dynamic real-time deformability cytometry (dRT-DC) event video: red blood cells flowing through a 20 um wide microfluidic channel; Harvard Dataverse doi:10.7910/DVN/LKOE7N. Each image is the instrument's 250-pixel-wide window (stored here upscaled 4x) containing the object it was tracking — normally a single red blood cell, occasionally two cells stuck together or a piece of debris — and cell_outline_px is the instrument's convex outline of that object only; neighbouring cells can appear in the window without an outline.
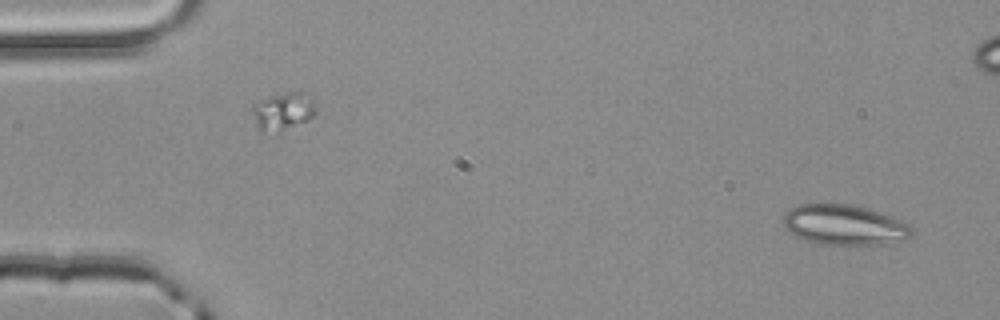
{"species": "common noctule bat (a hibernating species)", "species_latin": "Nyctalus noctula", "temperature_condition": "room temperature", "stored_images_in_passage": 3, "camera_frame_rate_fps": 3000, "um_per_image_px": 0.085, "animal": {"sex": "male", "body_mass_g": 20.4}, "frame": {"image": 1, "passage_image": 1, "time_ms": 0.0, "image_size_px": [1000, 320], "cell_outline_px": [[912, 236], [904, 240], [884, 244], [816, 244], [804, 240], [788, 232], [784, 224], [784, 212], [788, 208], [800, 204], [852, 204], [868, 208], [904, 220], [912, 228]], "centroid_in_image_um": [71.77, 19.11], "position_along_channel_um": 13.2, "area_um2": 30.46}}